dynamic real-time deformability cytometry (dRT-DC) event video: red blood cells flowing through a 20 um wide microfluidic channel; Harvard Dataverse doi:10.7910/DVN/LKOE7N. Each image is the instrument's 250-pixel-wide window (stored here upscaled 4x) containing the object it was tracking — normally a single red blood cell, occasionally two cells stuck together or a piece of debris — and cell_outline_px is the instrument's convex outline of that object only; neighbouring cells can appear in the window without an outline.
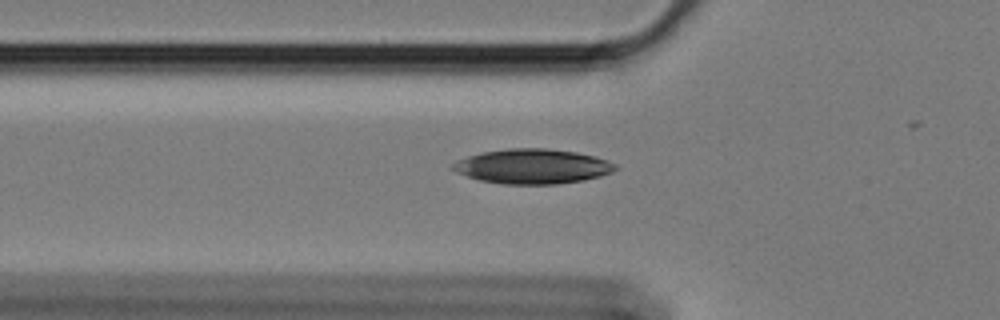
{"species": "Egyptian fruit bat (a non-hibernating species)", "species_latin": "Rousettus aegyptiacus", "temperature_condition": "cold", "stored_images_in_passage": 7, "camera_frame_rate_fps": 3000, "um_per_image_px": 0.085, "animal": {"sex": "female"}, "frame": {"image": 1, "passage_image": 2, "time_ms": 0.333, "image_size_px": [1000, 320], "cell_outline_px": [[620, 168], [612, 172], [600, 176], [584, 180], [556, 184], [504, 184], [480, 180], [456, 172], [448, 168], [456, 160], [468, 156], [484, 152], [508, 148], [548, 148], [576, 152], [608, 160], [616, 164]], "centroid_in_image_um": [45.27, 14.14], "position_along_channel_um": 80.5, "area_um2": 33.0}}